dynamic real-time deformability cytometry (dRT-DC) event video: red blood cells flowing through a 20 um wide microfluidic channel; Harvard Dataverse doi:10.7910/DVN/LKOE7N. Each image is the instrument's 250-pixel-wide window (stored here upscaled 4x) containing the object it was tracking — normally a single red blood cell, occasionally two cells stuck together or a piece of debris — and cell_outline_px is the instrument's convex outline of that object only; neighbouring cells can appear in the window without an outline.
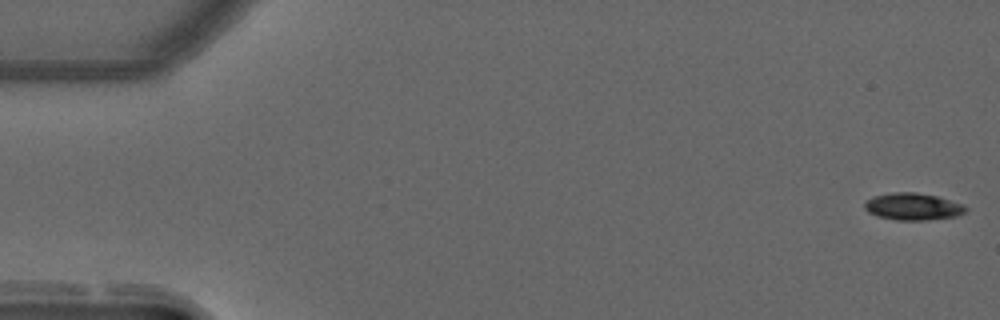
{"species": "common noctule bat (a hibernating species)", "species_latin": "Nyctalus noctula", "temperature_condition": "warm", "stored_images_in_passage": 21, "camera_frame_rate_fps": 3000, "um_per_image_px": 0.085, "animal": {"sex": "male", "forearm_length_mm": 52.5}, "frame": {"image": 1, "passage_image": 1, "time_ms": 0.0, "image_size_px": [1000, 320], "cell_outline_px": [[968, 208], [964, 212], [956, 216], [924, 220], [896, 220], [876, 216], [868, 212], [864, 208], [864, 200], [872, 196], [892, 192], [916, 192], [940, 196], [964, 204]], "centroid_in_image_um": [77.57, 17.54], "position_along_channel_um": 7.4, "area_um2": 16.24}}
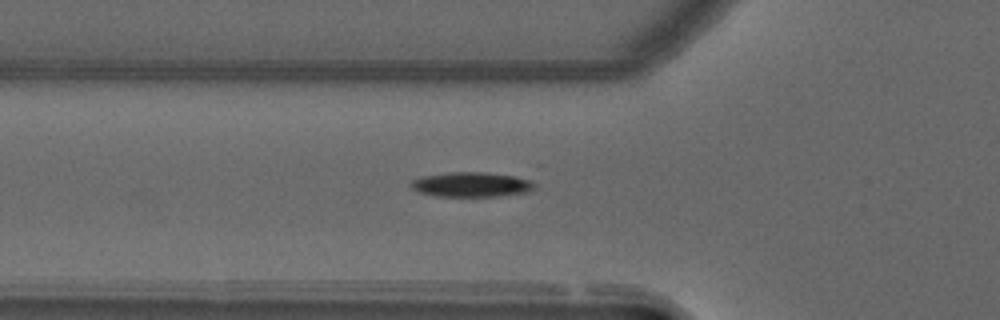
{"frame": {"image": 2, "passage_image": 19, "time_ms": 6.0, "image_size_px": [1000, 320], "cell_outline_px": [[536, 188], [528, 192], [496, 196], [436, 196], [420, 192], [412, 188], [408, 184], [412, 180], [420, 176], [452, 172], [484, 172], [532, 176], [536, 184]], "centroid_in_image_um": [40.2, 15.66], "position_along_channel_um": 85.6, "area_um2": 18.5}}